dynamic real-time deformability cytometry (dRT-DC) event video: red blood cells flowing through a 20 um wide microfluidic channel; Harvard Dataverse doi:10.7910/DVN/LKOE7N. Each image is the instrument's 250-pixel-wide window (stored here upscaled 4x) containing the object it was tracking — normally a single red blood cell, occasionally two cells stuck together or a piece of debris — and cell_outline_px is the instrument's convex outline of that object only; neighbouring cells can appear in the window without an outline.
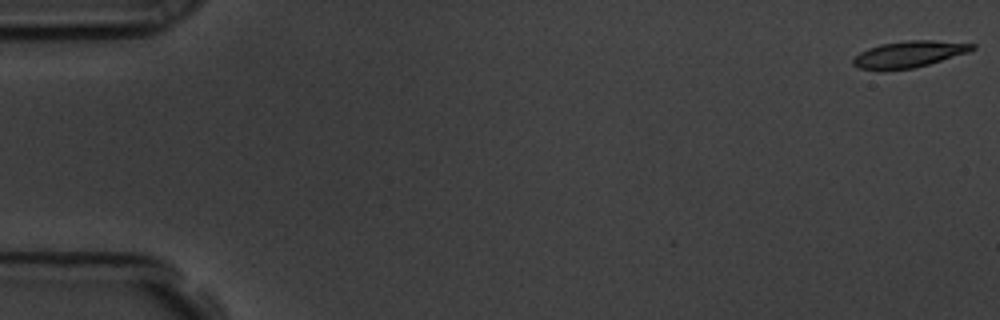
{"species": "common noctule bat (a hibernating species)", "species_latin": "Nyctalus noctula", "temperature_condition": "room temperature", "stored_images_in_passage": 57, "camera_frame_rate_fps": 3000, "um_per_image_px": 0.085, "animal": {"sex": "male", "body_mass_g": 19.5, "forearm_length_mm": 54.6}, "frame": {"image": 1, "passage_image": 1, "time_ms": 0.0, "image_size_px": [1000, 320], "cell_outline_px": [[976, 48], [968, 52], [928, 64], [912, 68], [880, 72], [860, 68], [852, 64], [852, 60], [860, 52], [868, 48], [880, 44], [908, 40], [932, 40], [976, 44]], "centroid_in_image_um": [77.21, 4.62], "position_along_channel_um": 7.8, "area_um2": 18.5}}
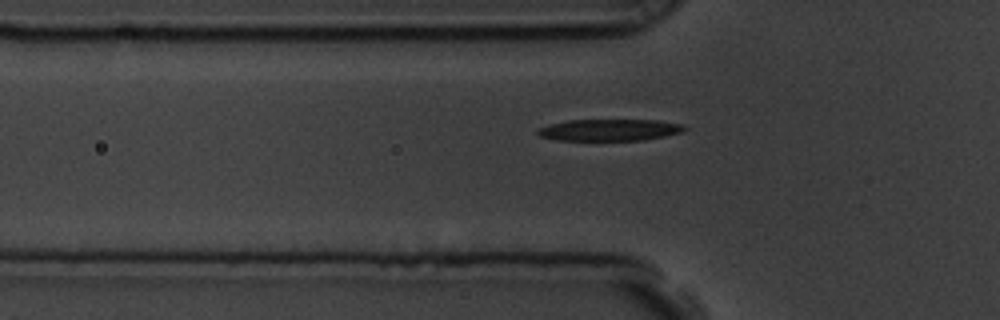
{"frame": {"image": 2, "passage_image": 19, "time_ms": 6.0, "image_size_px": [1000, 320], "cell_outline_px": [[688, 128], [684, 132], [644, 140], [556, 140], [540, 136], [536, 132], [536, 128], [568, 120], [660, 120], [684, 124]], "centroid_in_image_um": [51.86, 11.04], "position_along_channel_um": 73.9, "area_um2": 18.67}}
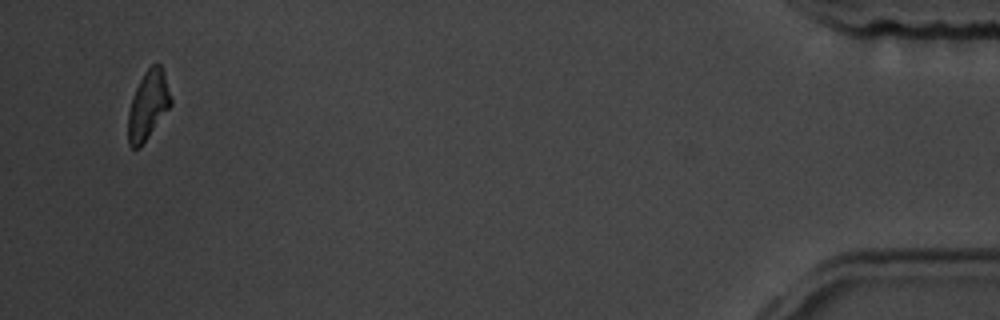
{"frame": {"image": 3, "passage_image": 55, "time_ms": 18.0, "image_size_px": [1000, 320], "cell_outline_px": [[172, 104], [140, 148], [132, 148], [128, 144], [128, 112], [132, 96], [144, 72], [156, 60], [160, 64], [164, 72], [172, 100]], "centroid_in_image_um": [12.58, 8.93], "position_along_channel_um": 422.6, "area_um2": 17.17}, "authors_computed_cell_mechanics": {"area_um2": 18.8428, "velocity_mm_per_s": 3.593, "shape_relaxation_time_tau1_ms": 3.6361, "shape_relaxation_time_tau2_ms": null, "deformation_change_tau1": 0.1713, "deformation_change_tau2": null}}